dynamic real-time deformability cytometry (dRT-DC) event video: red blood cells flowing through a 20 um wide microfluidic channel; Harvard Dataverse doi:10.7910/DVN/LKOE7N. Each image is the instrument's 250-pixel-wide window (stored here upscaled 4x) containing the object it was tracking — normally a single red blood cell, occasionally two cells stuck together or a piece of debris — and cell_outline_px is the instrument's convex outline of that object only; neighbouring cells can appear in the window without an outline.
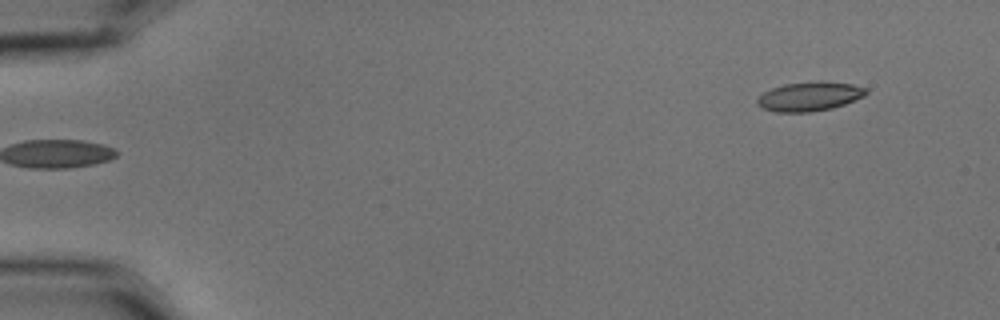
{"species": "common noctule bat (a hibernating species)", "species_latin": "Nyctalus noctula", "temperature_condition": "cold", "stored_images_in_passage": 4, "segment_of_instrument_passage": [2, 2], "camera_frame_rate_fps": 3000, "um_per_image_px": 0.085, "animal": {"sex": "male", "body_mass_g": 15.6}, "frame": {"image": 1, "passage_image": 4, "time_ms": 1.0, "image_size_px": [1000, 320], "cell_outline_px": [[868, 92], [864, 96], [844, 104], [832, 108], [808, 112], [776, 112], [764, 108], [756, 104], [756, 100], [764, 92], [772, 88], [784, 84], [820, 80], [852, 84], [868, 88]], "centroid_in_image_um": [68.83, 8.18], "position_along_channel_um": 16.2, "area_um2": 18.55}}